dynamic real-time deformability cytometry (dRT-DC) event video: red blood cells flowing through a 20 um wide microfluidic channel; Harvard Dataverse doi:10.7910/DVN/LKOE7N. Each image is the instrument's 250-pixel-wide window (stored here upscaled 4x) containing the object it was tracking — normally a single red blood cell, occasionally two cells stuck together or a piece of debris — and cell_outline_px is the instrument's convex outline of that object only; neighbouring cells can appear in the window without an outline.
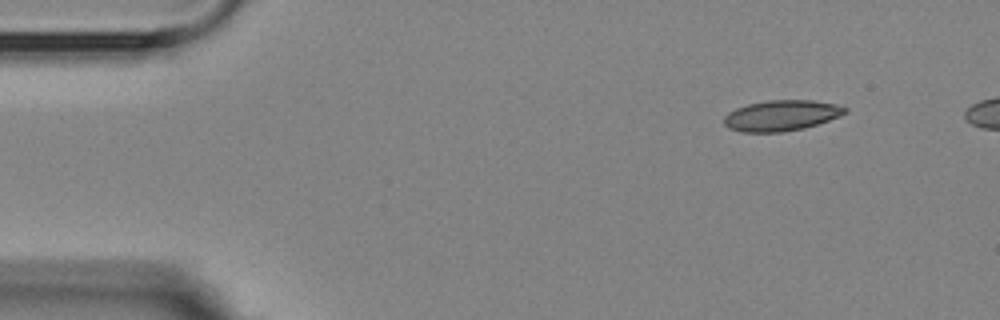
{"species": "Egyptian fruit bat (a non-hibernating species)", "species_latin": "Rousettus aegyptiacus", "temperature_condition": "room temperature", "stored_images_in_passage": 4, "camera_frame_rate_fps": 3000, "um_per_image_px": 0.085, "animal": {"sex": "female"}, "frame": {"image": 1, "passage_image": 1, "time_ms": 0.0, "image_size_px": [1000, 320], "cell_outline_px": [[848, 112], [840, 116], [804, 128], [784, 132], [740, 132], [728, 128], [724, 124], [724, 116], [728, 112], [736, 108], [748, 104], [768, 100], [812, 100], [836, 104], [848, 108]], "centroid_in_image_um": [66.41, 9.82], "position_along_channel_um": 18.6, "area_um2": 21.73}}